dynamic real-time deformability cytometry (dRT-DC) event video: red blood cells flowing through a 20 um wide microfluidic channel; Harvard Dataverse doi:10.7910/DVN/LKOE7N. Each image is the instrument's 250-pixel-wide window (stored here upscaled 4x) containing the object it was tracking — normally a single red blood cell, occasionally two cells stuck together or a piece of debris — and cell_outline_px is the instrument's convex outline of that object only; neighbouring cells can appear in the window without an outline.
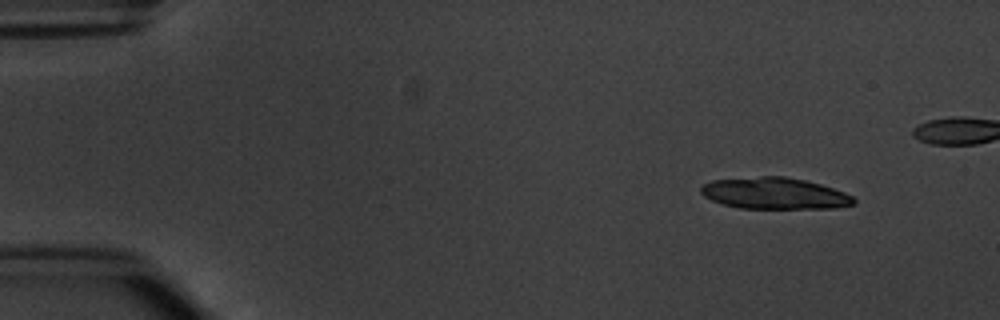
{"species": "common noctule bat (a hibernating species)", "species_latin": "Nyctalus noctula", "temperature_condition": "warm", "stored_images_in_passage": 11, "camera_frame_rate_fps": 3000, "um_per_image_px": 0.085, "animal": {"sex": "male", "body_mass_g": 20.1, "forearm_length_mm": 53.5}, "frame": {"image": 1, "passage_image": 1, "time_ms": 0.0, "image_size_px": [1000, 320], "cell_outline_px": [[856, 204], [836, 208], [740, 208], [724, 204], [712, 200], [704, 196], [700, 192], [700, 188], [704, 184], [712, 180], [760, 176], [784, 176], [804, 180], [820, 184], [844, 192], [852, 196], [856, 200]], "centroid_in_image_um": [65.85, 16.43], "position_along_channel_um": 19.1, "area_um2": 27.98}}
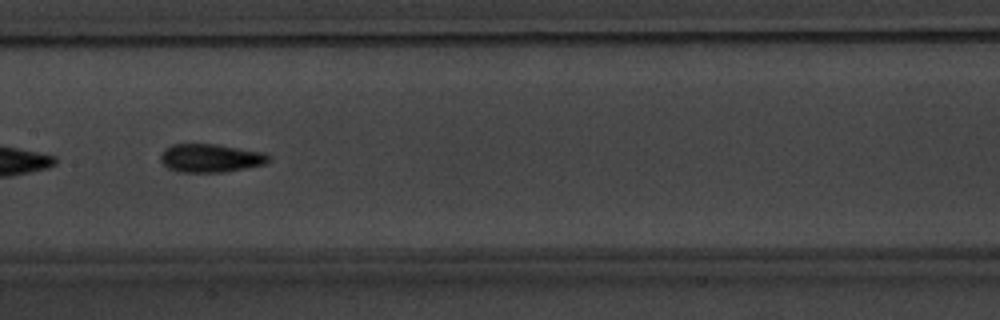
{"frame": {"image": 2, "passage_image": 7, "time_ms": 7.333, "image_size_px": [1000, 320], "cell_outline_px": [[268, 160], [264, 164], [224, 172], [176, 172], [168, 168], [160, 160], [160, 156], [164, 148], [172, 144], [216, 144], [264, 152], [268, 156]], "centroid_in_image_um": [17.84, 13.43], "position_along_channel_um": 189.6, "area_um2": 17.8}}
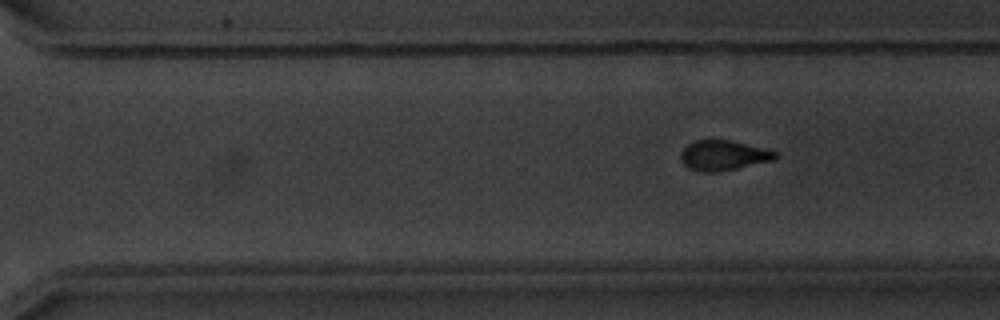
{"frame": {"image": 3, "passage_image": 11, "time_ms": 12.667, "image_size_px": [1000, 320], "cell_outline_px": [[780, 156], [772, 160], [720, 172], [700, 172], [688, 168], [680, 160], [680, 152], [688, 144], [696, 140], [732, 140], [768, 148], [776, 152]], "centroid_in_image_um": [61.5, 13.2], "position_along_channel_um": 309.1, "area_um2": 16.82}}